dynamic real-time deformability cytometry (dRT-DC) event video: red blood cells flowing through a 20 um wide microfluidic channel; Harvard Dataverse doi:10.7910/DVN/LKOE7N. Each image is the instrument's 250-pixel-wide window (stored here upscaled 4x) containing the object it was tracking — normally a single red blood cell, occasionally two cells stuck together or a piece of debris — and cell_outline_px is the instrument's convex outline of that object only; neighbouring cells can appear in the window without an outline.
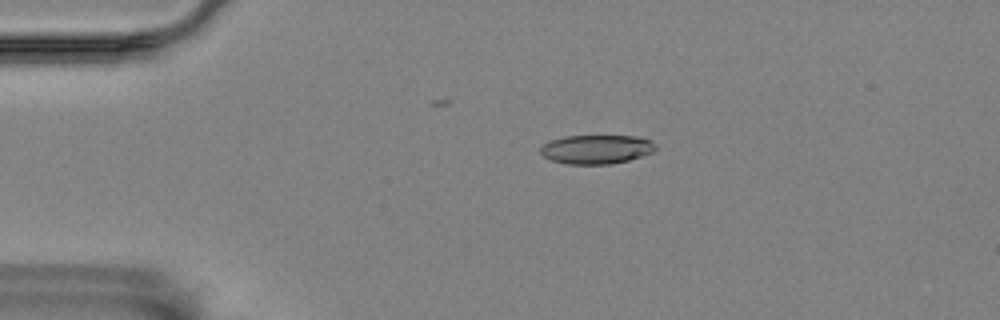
{"species": "Egyptian fruit bat (a non-hibernating species)", "species_latin": "Rousettus aegyptiacus", "temperature_condition": "room temperature", "stored_images_in_passage": 56, "camera_frame_rate_fps": 3000, "um_per_image_px": 0.085, "animal": {"sex": "female"}, "frame": {"image": 1, "passage_image": 11, "time_ms": 3.333, "image_size_px": [1000, 320], "cell_outline_px": [[656, 148], [652, 152], [628, 160], [608, 164], [568, 164], [552, 160], [544, 156], [540, 152], [540, 148], [544, 144], [552, 140], [564, 136], [636, 136], [648, 140], [656, 144]], "centroid_in_image_um": [50.68, 12.69], "position_along_channel_um": 34.3, "area_um2": 19.19}}
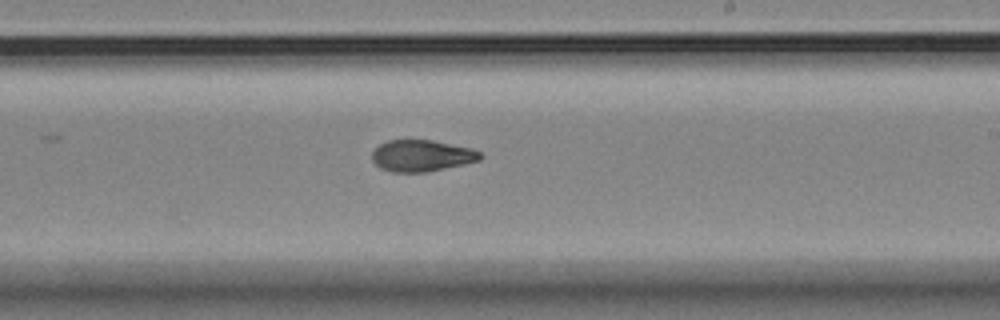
{"frame": {"image": 2, "passage_image": 33, "time_ms": 10.667, "image_size_px": [1000, 320], "cell_outline_px": [[484, 156], [480, 160], [464, 164], [424, 172], [392, 172], [380, 168], [372, 160], [372, 152], [380, 144], [388, 140], [432, 140], [472, 148], [480, 152]], "centroid_in_image_um": [35.85, 13.23], "position_along_channel_um": 253.1, "area_um2": 19.83}}
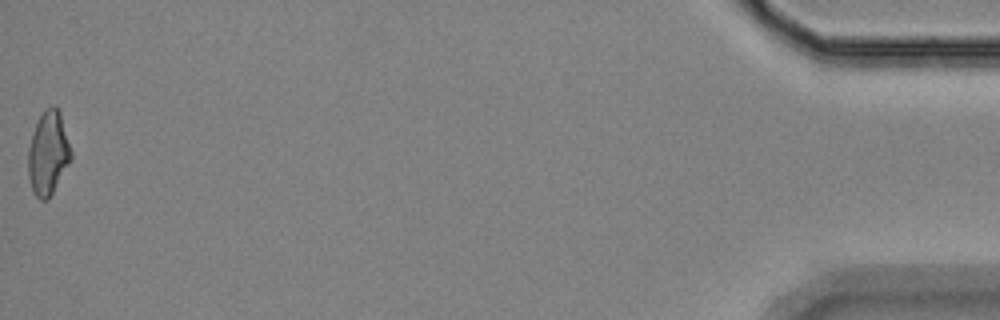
{"frame": {"image": 3, "passage_image": 56, "time_ms": 18.333, "image_size_px": [1000, 320], "cell_outline_px": [[72, 160], [48, 200], [40, 200], [32, 192], [28, 176], [28, 148], [36, 124], [44, 108], [52, 104], [56, 104], [60, 112], [72, 152]], "centroid_in_image_um": [4.1, 13.02], "position_along_channel_um": 431.1, "area_um2": 21.15}, "authors_computed_cell_mechanics": {"area_um2": 20.2011, "velocity_mm_per_s": 3.5323, "shape_relaxation_time_tau1_ms": null, "shape_relaxation_time_tau2_ms": 3.4669, "deformation_change_tau1": null, "deformation_change_tau2": 0.091}}